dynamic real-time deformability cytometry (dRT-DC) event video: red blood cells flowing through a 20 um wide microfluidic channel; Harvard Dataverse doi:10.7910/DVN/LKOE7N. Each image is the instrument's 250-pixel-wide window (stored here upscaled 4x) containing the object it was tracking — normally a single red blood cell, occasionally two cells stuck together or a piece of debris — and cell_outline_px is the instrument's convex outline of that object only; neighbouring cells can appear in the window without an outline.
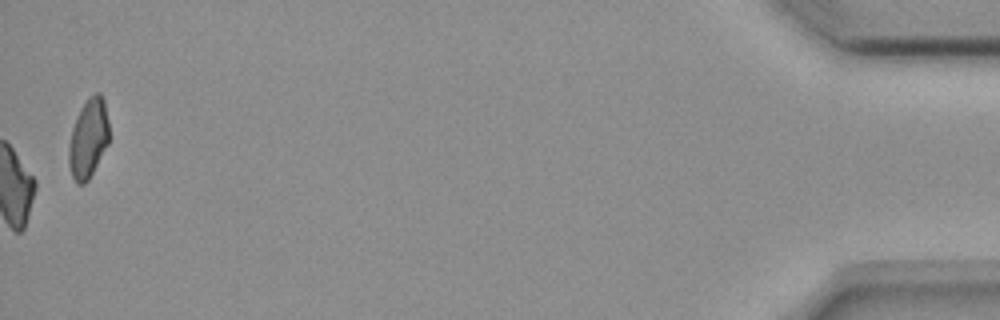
{"species": "common noctule bat (a hibernating species)", "species_latin": "Nyctalus noctula", "temperature_condition": "room temperature", "stored_images_in_passage": 49, "camera_frame_rate_fps": 3000, "um_per_image_px": 0.085, "animal": {"sex": "female", "body_mass_g": 18.4}, "frame": {"image": 1, "passage_image": 49, "time_ms": 16.0, "image_size_px": [1000, 320], "cell_outline_px": [[108, 144], [88, 180], [84, 184], [76, 184], [72, 176], [68, 164], [68, 148], [72, 128], [80, 108], [88, 96], [96, 92], [100, 92], [104, 100], [108, 120]], "centroid_in_image_um": [7.49, 11.75], "position_along_channel_um": 427.7, "area_um2": 18.67}, "authors_computed_cell_mechanics": {"area_um2": 22.1952, "velocity_mm_per_s": 3.6829, "shape_relaxation_time_tau1_ms": 9.4941, "shape_relaxation_time_tau2_ms": 9.4163, "deformation_change_tau1": 0.2013, "deformation_change_tau2": 0.1801}}